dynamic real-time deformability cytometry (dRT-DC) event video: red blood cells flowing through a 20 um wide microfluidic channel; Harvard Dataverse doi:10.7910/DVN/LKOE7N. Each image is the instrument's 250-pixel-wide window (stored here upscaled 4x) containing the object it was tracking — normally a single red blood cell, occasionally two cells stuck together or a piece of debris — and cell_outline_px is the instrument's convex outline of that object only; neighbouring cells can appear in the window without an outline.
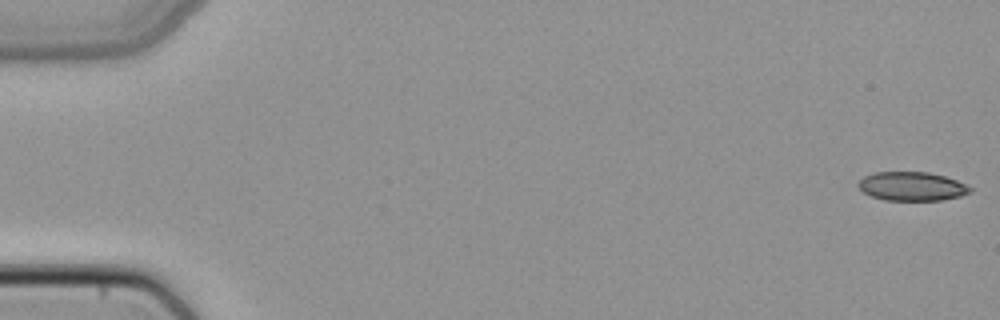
{"species": "common noctule bat (a hibernating species)", "species_latin": "Nyctalus noctula", "temperature_condition": "cold", "stored_images_in_passage": 50, "camera_frame_rate_fps": 3000, "um_per_image_px": 0.085, "animal": {"sex": "female", "body_mass_g": 22.7, "forearm_length_mm": 54.2}, "frame": {"image": 1, "passage_image": 1, "time_ms": 0.0, "image_size_px": [1000, 320], "cell_outline_px": [[972, 192], [960, 196], [940, 200], [884, 200], [872, 196], [864, 192], [856, 184], [864, 176], [872, 172], [928, 172], [944, 176], [956, 180], [972, 188]], "centroid_in_image_um": [77.5, 15.83], "position_along_channel_um": 7.5, "area_um2": 18.73}}
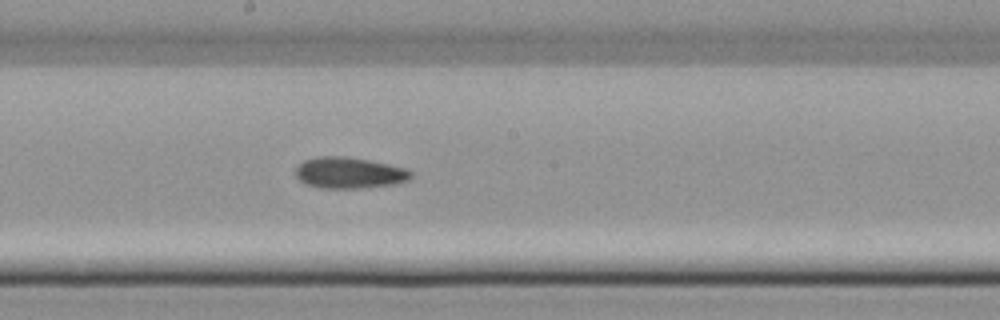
{"frame": {"image": 2, "passage_image": 28, "time_ms": 9.0, "image_size_px": [1000, 320], "cell_outline_px": [[412, 176], [408, 180], [392, 184], [360, 188], [320, 188], [304, 184], [296, 176], [296, 168], [304, 160], [316, 156], [344, 156], [368, 160], [408, 168], [412, 172]], "centroid_in_image_um": [29.67, 14.68], "position_along_channel_um": 218.5, "area_um2": 20.98}}
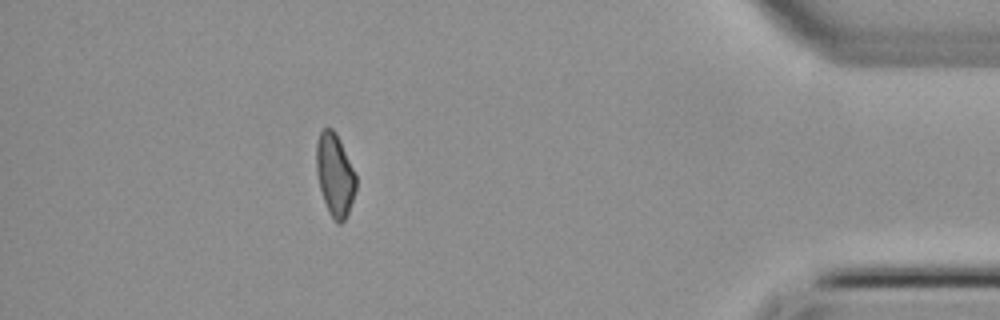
{"frame": {"image": 3, "passage_image": 45, "time_ms": 14.667, "image_size_px": [1000, 320], "cell_outline_px": [[356, 192], [348, 212], [344, 220], [340, 224], [336, 224], [328, 212], [320, 188], [316, 172], [316, 144], [320, 132], [324, 128], [332, 128], [336, 132], [356, 172]], "centroid_in_image_um": [28.47, 14.86], "position_along_channel_um": 406.7, "area_um2": 19.31}}